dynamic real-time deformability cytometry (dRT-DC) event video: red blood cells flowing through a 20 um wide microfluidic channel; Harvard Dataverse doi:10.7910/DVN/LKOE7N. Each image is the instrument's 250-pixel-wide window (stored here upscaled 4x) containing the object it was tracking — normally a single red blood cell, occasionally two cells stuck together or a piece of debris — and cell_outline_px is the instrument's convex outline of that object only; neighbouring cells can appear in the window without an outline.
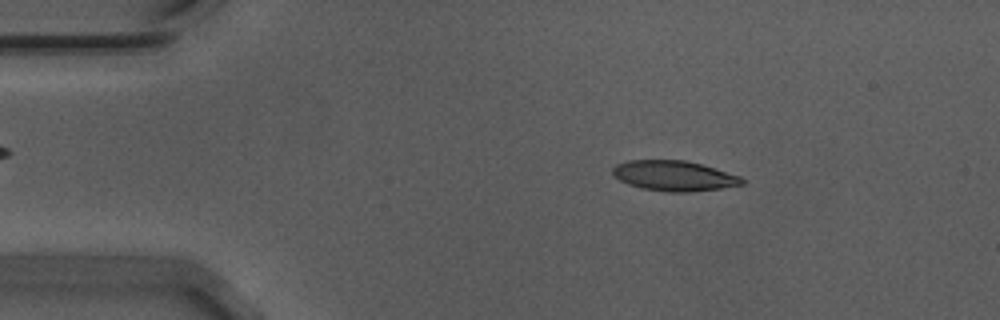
{"species": "Egyptian fruit bat (a non-hibernating species)", "species_latin": "Rousettus aegyptiacus", "temperature_condition": "warm", "stored_images_in_passage": 14, "camera_frame_rate_fps": 3000, "um_per_image_px": 0.085, "animal": {"sex": "male"}, "frame": {"image": 1, "passage_image": 7, "time_ms": 2.0, "image_size_px": [1000, 320], "cell_outline_px": [[744, 184], [720, 188], [688, 192], [668, 192], [644, 188], [628, 184], [612, 176], [612, 168], [616, 164], [628, 160], [684, 160], [700, 164], [740, 176], [744, 180]], "centroid_in_image_um": [57.25, 14.94], "position_along_channel_um": 27.7, "area_um2": 22.6}}